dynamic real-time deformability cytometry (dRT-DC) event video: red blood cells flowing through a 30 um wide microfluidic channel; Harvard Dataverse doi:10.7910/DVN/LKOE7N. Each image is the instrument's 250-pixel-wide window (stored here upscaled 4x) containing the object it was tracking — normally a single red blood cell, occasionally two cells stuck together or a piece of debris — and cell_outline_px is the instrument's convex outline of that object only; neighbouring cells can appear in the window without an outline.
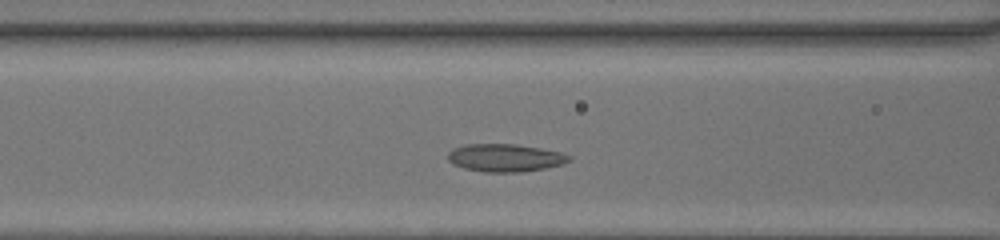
{"species": "common noctule bat (a hibernating species)", "species_latin": "Nyctalus noctula", "temperature_condition": "room temperature", "stored_images_in_passage": 30, "camera_frame_rate_fps": 3000, "um_per_image_px": 0.085, "animal": {"sex": "female", "body_mass_g": 20.0, "forearm_length_mm": 54.0}, "frame": {"image": 1, "passage_image": 9, "time_ms": 2.667, "image_size_px": [1000, 240], "cell_outline_px": [[572, 160], [560, 164], [544, 168], [520, 172], [484, 172], [464, 168], [452, 164], [448, 160], [448, 152], [452, 148], [464, 144], [516, 144], [540, 148], [560, 152], [572, 156]], "centroid_in_image_um": [42.9, 13.4], "position_along_channel_um": 123.7, "area_um2": 19.65}}
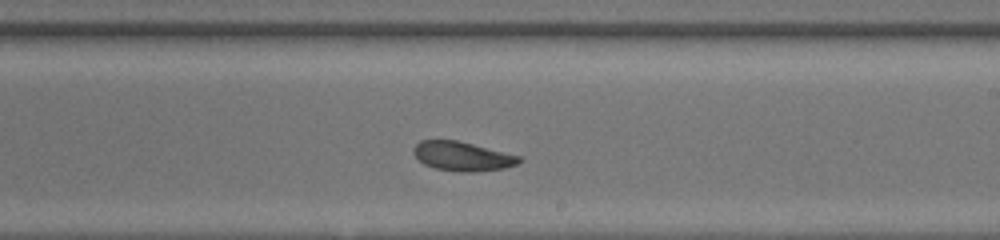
{"frame": {"image": 2, "passage_image": 18, "time_ms": 5.667, "image_size_px": [1000, 240], "cell_outline_px": [[520, 160], [516, 164], [504, 168], [472, 172], [460, 172], [436, 168], [424, 164], [412, 152], [412, 148], [420, 140], [456, 140], [520, 156]], "centroid_in_image_um": [39.25, 13.28], "position_along_channel_um": 249.7, "area_um2": 17.69}}
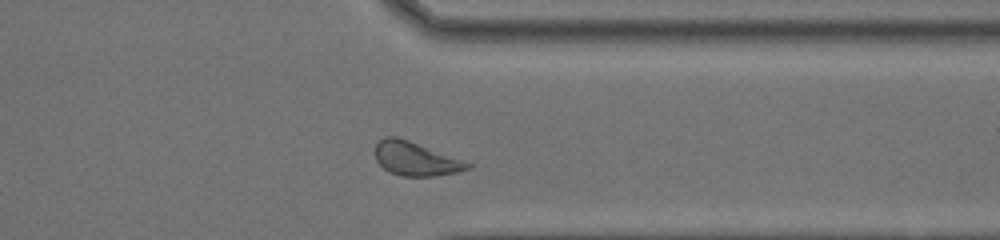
{"frame": {"image": 3, "passage_image": 27, "time_ms": 8.667, "image_size_px": [1000, 240], "cell_outline_px": [[472, 168], [456, 172], [436, 176], [400, 176], [384, 168], [376, 160], [376, 144], [384, 136], [396, 136], [472, 160]], "centroid_in_image_um": [35.46, 13.48], "position_along_channel_um": 375.9, "area_um2": 18.79}, "authors_computed_cell_mechanics": {"area_um2": 18.9295, "velocity_mm_per_s": 4.2142, "shape_relaxation_time_tau1_ms": null, "shape_relaxation_time_tau2_ms": 1.9263, "deformation_change_tau1": null, "deformation_change_tau2": 0.0806}}